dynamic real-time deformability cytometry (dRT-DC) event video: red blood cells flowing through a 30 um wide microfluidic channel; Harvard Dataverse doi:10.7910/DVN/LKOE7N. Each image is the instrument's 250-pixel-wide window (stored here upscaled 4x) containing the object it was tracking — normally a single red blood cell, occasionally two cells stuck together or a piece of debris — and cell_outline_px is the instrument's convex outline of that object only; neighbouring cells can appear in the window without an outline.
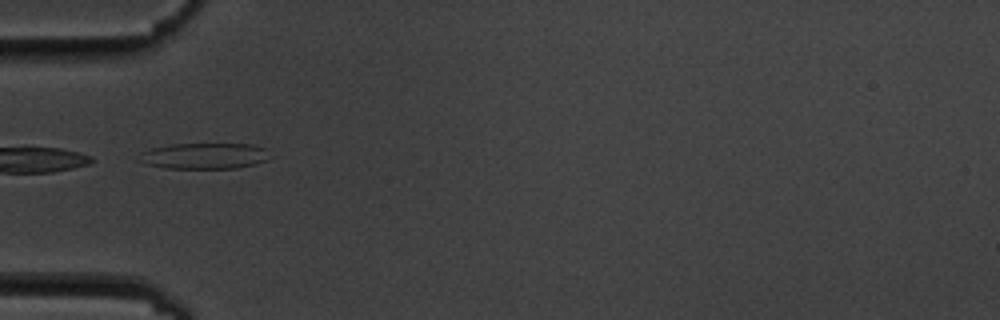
{"species": "common noctule bat (a hibernating species)", "species_latin": "Nyctalus noctula", "temperature_condition": "cold", "stored_images_in_passage": 7, "camera_frame_rate_fps": 3000, "um_per_image_px": 0.085, "animal": {"sex": "male", "body_mass_g": 19.5, "forearm_length_mm": 54.6}, "frame": {"image": 1, "passage_image": 2, "time_ms": 1.0, "image_size_px": [1000, 320], "cell_outline_px": [[268, 160], [236, 168], [164, 168], [144, 164], [136, 160], [140, 152], [152, 148], [172, 144], [252, 144], [268, 148]], "centroid_in_image_um": [17.32, 13.25], "position_along_channel_um": 67.7, "area_um2": 19.94}}
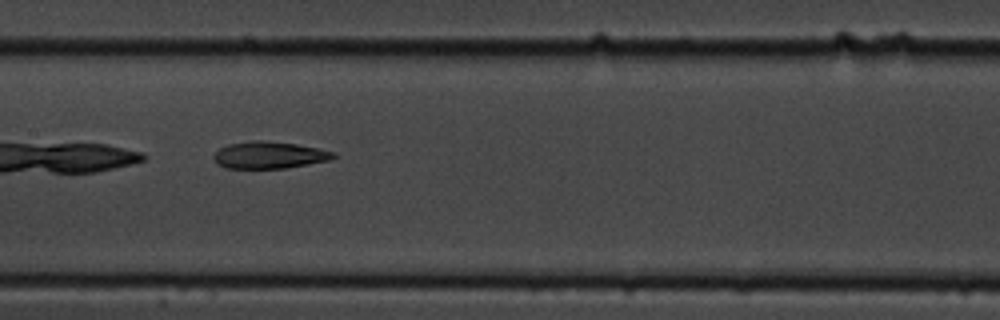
{"frame": {"image": 2, "passage_image": 5, "time_ms": 4.333, "image_size_px": [1000, 320], "cell_outline_px": [[336, 156], [328, 160], [308, 164], [284, 168], [224, 168], [216, 164], [212, 156], [220, 148], [228, 144], [252, 140], [264, 140], [296, 144], [336, 152]], "centroid_in_image_um": [22.84, 13.18], "position_along_channel_um": 184.6, "area_um2": 18.79}}
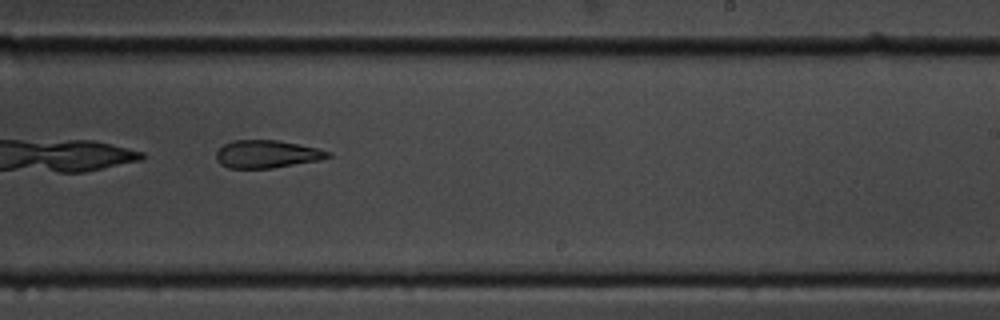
{"frame": {"image": 3, "passage_image": 7, "time_ms": 6.667, "image_size_px": [1000, 320], "cell_outline_px": [[332, 156], [320, 160], [272, 168], [228, 168], [220, 164], [216, 160], [216, 152], [224, 144], [232, 140], [276, 140], [320, 148], [332, 152]], "centroid_in_image_um": [22.7, 13.1], "position_along_channel_um": 266.3, "area_um2": 18.21}}